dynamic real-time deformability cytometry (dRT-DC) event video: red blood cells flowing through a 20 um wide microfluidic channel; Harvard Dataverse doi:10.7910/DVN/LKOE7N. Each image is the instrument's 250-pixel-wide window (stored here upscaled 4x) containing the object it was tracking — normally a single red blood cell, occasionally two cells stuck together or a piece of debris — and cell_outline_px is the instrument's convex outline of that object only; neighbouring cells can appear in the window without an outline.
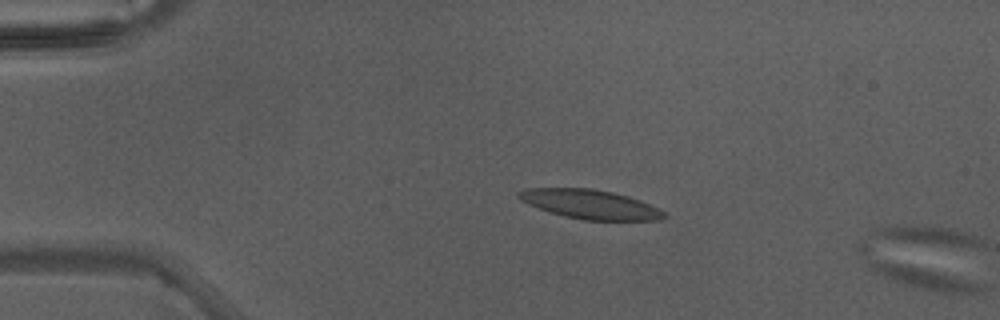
{"species": "Egyptian fruit bat (a non-hibernating species)", "species_latin": "Rousettus aegyptiacus", "temperature_condition": "warm", "stored_images_in_passage": 4, "camera_frame_rate_fps": 3000, "um_per_image_px": 0.085, "animal": {"sex": "male"}, "frame": {"image": 1, "passage_image": 3, "time_ms": 0.667, "image_size_px": [1000, 320], "cell_outline_px": [[668, 216], [664, 220], [584, 220], [564, 216], [528, 204], [516, 196], [516, 192], [528, 188], [592, 188], [612, 192], [628, 196], [640, 200], [660, 208]], "centroid_in_image_um": [50.21, 17.36], "position_along_channel_um": 34.8, "area_um2": 24.74}}